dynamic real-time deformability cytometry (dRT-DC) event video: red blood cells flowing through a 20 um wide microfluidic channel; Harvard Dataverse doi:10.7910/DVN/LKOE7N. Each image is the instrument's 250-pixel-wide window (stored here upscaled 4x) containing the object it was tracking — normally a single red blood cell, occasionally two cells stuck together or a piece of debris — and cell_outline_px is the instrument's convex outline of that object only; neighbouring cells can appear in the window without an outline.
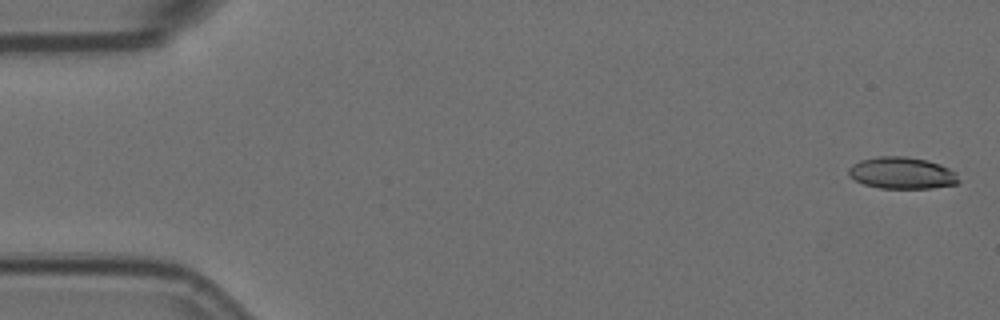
{"species": "Egyptian fruit bat (a non-hibernating species)", "species_latin": "Rousettus aegyptiacus", "temperature_condition": "room temperature", "stored_images_in_passage": 3, "camera_frame_rate_fps": 3000, "um_per_image_px": 0.085, "animal": {"sex": "female"}, "frame": {"image": 1, "passage_image": 1, "time_ms": 0.0, "image_size_px": [1000, 320], "cell_outline_px": [[960, 180], [956, 184], [932, 188], [880, 188], [864, 184], [848, 176], [848, 168], [852, 164], [860, 160], [880, 156], [904, 156], [928, 160], [940, 164], [956, 172]], "centroid_in_image_um": [76.66, 14.7], "position_along_channel_um": 8.3, "area_um2": 20.46}}